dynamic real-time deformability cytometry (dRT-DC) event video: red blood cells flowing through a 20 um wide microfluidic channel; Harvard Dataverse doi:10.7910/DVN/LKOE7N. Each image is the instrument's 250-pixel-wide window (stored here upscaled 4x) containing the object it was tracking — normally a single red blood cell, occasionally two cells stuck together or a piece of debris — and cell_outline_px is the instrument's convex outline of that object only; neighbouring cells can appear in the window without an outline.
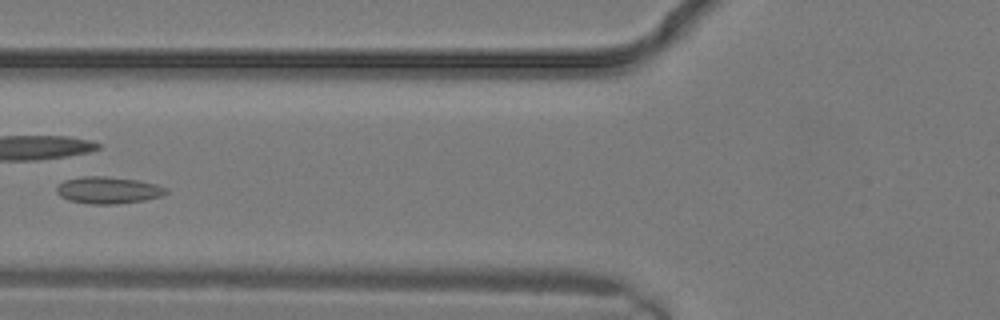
{"species": "common noctule bat (a hibernating species)", "species_latin": "Nyctalus noctula", "temperature_condition": "warm", "stored_images_in_passage": 21, "camera_frame_rate_fps": 3000, "um_per_image_px": 0.085, "animal": {"sex": "male", "body_mass_g": 19.2, "forearm_length_mm": 51.8}, "frame": {"image": 1, "passage_image": 12, "time_ms": 3.667, "image_size_px": [1000, 320], "cell_outline_px": [[168, 192], [160, 196], [144, 200], [116, 204], [88, 204], [68, 200], [60, 196], [56, 192], [56, 188], [64, 180], [84, 176], [104, 176], [136, 180], [156, 184], [168, 188]], "centroid_in_image_um": [9.18, 16.17], "position_along_channel_um": 116.6, "area_um2": 17.11}}